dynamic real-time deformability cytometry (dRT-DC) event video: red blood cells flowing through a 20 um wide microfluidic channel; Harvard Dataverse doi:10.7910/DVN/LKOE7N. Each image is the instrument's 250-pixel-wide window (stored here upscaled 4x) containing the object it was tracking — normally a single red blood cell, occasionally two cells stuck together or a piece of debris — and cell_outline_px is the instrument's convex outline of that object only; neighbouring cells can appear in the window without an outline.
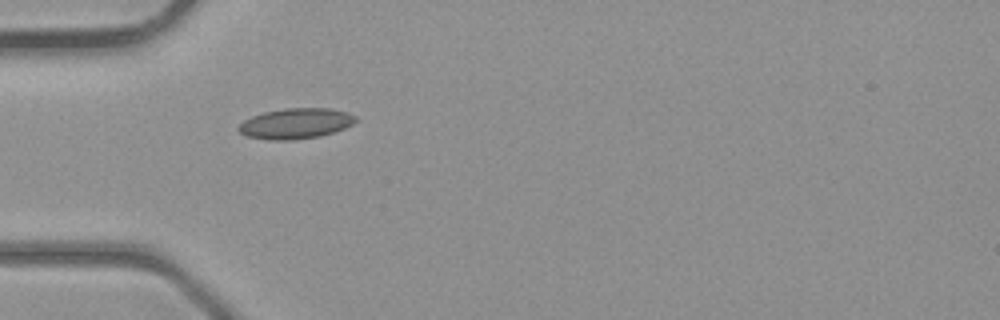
{"species": "common noctule bat (a hibernating species)", "species_latin": "Nyctalus noctula", "temperature_condition": "room temperature", "stored_images_in_passage": 2, "camera_frame_rate_fps": 3000, "um_per_image_px": 0.085, "animal": {"sex": "male", "body_mass_g": 23.1, "forearm_length_mm": 52.7}, "frame": {"image": 1, "passage_image": 1, "time_ms": 0.0, "image_size_px": [1000, 320], "cell_outline_px": [[356, 120], [352, 124], [344, 128], [320, 136], [292, 140], [272, 140], [248, 136], [240, 132], [236, 128], [244, 120], [252, 116], [264, 112], [284, 108], [332, 108], [348, 112], [356, 116]], "centroid_in_image_um": [25.14, 10.49], "position_along_channel_um": 59.9, "area_um2": 20.75}}
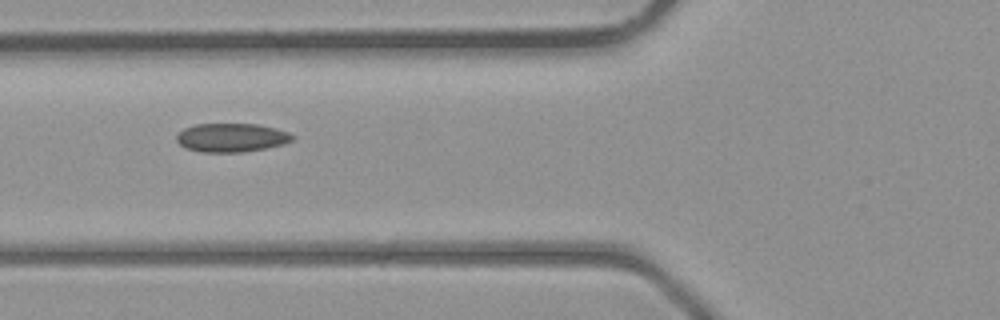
{"frame": {"image": 2, "passage_image": 2, "time_ms": 1.0, "image_size_px": [1000, 320], "cell_outline_px": [[296, 136], [292, 140], [284, 144], [244, 152], [200, 152], [184, 148], [176, 140], [176, 136], [184, 128], [196, 124], [256, 124], [288, 132]], "centroid_in_image_um": [19.65, 11.7], "position_along_channel_um": 106.1, "area_um2": 19.31}}